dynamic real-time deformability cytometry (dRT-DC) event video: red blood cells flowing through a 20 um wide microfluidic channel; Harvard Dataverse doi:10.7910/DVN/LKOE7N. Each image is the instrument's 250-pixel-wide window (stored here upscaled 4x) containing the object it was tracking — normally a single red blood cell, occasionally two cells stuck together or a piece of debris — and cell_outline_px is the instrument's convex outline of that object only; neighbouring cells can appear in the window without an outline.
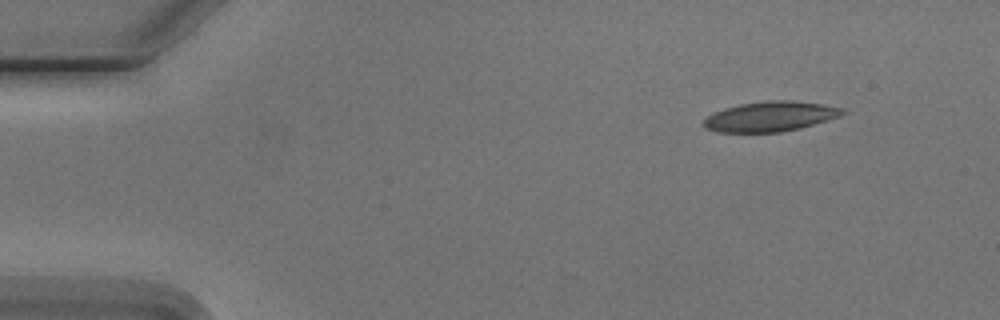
{"species": "Egyptian fruit bat (a non-hibernating species)", "species_latin": "Rousettus aegyptiacus", "temperature_condition": "cold", "stored_images_in_passage": 6, "camera_frame_rate_fps": 3000, "um_per_image_px": 0.085, "animal": {"sex": "male"}, "frame": {"image": 1, "passage_image": 1, "time_ms": 0.0, "image_size_px": [1000, 320], "cell_outline_px": [[848, 112], [840, 116], [800, 128], [780, 132], [720, 132], [704, 128], [704, 120], [708, 116], [724, 108], [740, 104], [764, 100], [792, 100], [824, 104], [844, 108]], "centroid_in_image_um": [65.52, 9.89], "position_along_channel_um": 19.5, "area_um2": 24.28}}
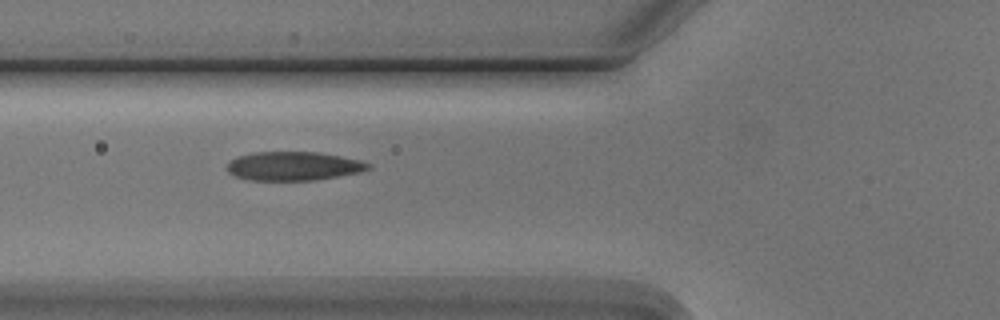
{"frame": {"image": 2, "passage_image": 5, "time_ms": 4.667, "image_size_px": [1000, 320], "cell_outline_px": [[372, 168], [360, 172], [312, 180], [252, 180], [236, 176], [228, 172], [228, 160], [236, 156], [252, 152], [320, 152], [360, 160], [372, 164]], "centroid_in_image_um": [24.94, 14.1], "position_along_channel_um": 100.9, "area_um2": 23.7}}
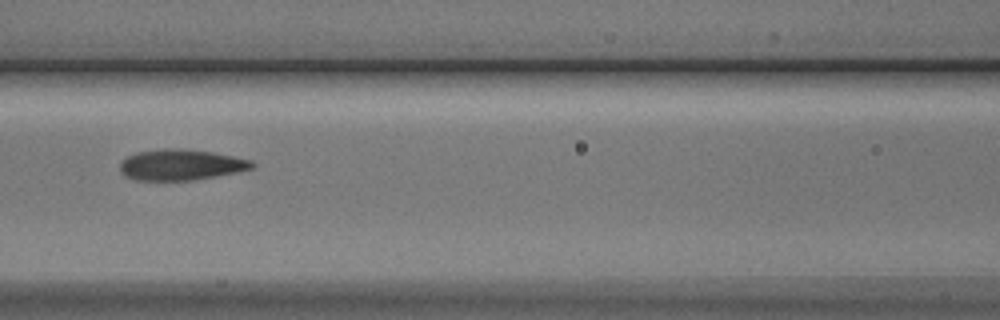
{"frame": {"image": 3, "passage_image": 6, "time_ms": 6.0, "image_size_px": [1000, 320], "cell_outline_px": [[256, 168], [216, 176], [192, 180], [136, 180], [124, 176], [120, 172], [120, 164], [128, 156], [136, 152], [164, 148], [184, 148], [212, 152], [252, 160], [256, 164]], "centroid_in_image_um": [15.39, 14.0], "position_along_channel_um": 151.2, "area_um2": 23.87}}